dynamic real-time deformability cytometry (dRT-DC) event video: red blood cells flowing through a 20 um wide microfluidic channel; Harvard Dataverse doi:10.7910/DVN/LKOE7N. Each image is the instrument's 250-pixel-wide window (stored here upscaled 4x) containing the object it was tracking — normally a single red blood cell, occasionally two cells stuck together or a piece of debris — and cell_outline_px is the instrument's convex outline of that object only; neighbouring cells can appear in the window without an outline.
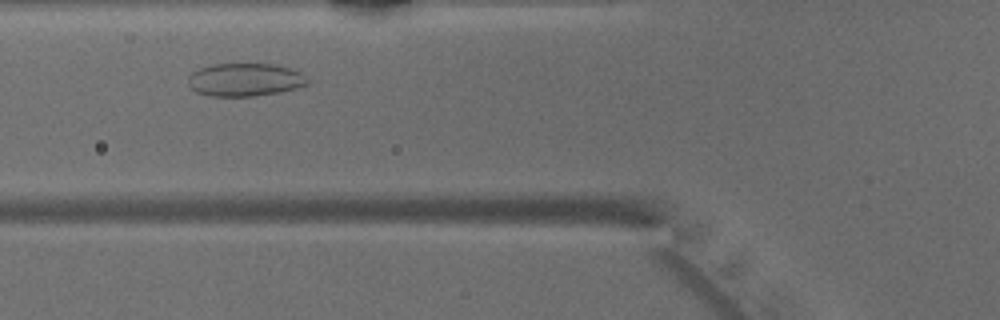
{"species": "common noctule bat (a hibernating species)", "species_latin": "Nyctalus noctula", "temperature_condition": "warm", "stored_images_in_passage": 32, "camera_frame_rate_fps": 3000, "um_per_image_px": 0.085, "animal": {"sex": "male", "body_mass_g": 15.6}, "frame": {"image": 1, "passage_image": 7, "time_ms": 2.0, "image_size_px": [1000, 320], "cell_outline_px": [[308, 84], [280, 92], [252, 96], [212, 96], [196, 92], [188, 84], [188, 76], [192, 72], [200, 68], [212, 64], [276, 64], [300, 72], [308, 80]], "centroid_in_image_um": [20.79, 6.77], "position_along_channel_um": 105.0, "area_um2": 22.83}}
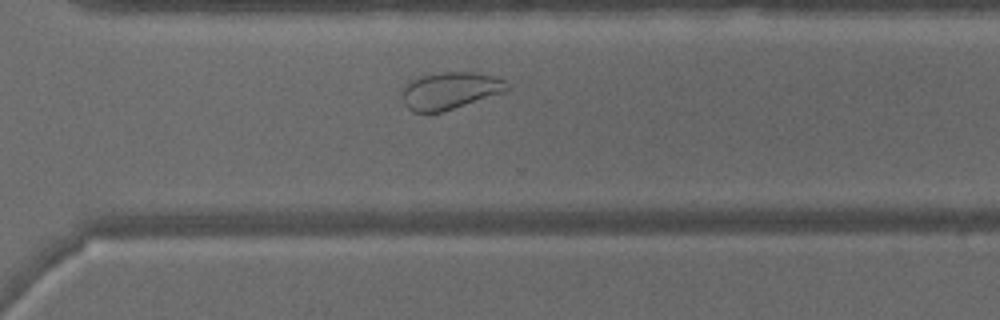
{"frame": {"image": 2, "passage_image": 23, "time_ms": 7.333, "image_size_px": [1000, 320], "cell_outline_px": [[512, 88], [504, 92], [444, 112], [412, 112], [404, 104], [400, 92], [400, 88], [408, 80], [424, 76], [444, 72], [472, 72], [496, 76], [504, 80]], "centroid_in_image_um": [38.23, 7.71], "position_along_channel_um": 332.4, "area_um2": 23.06}}
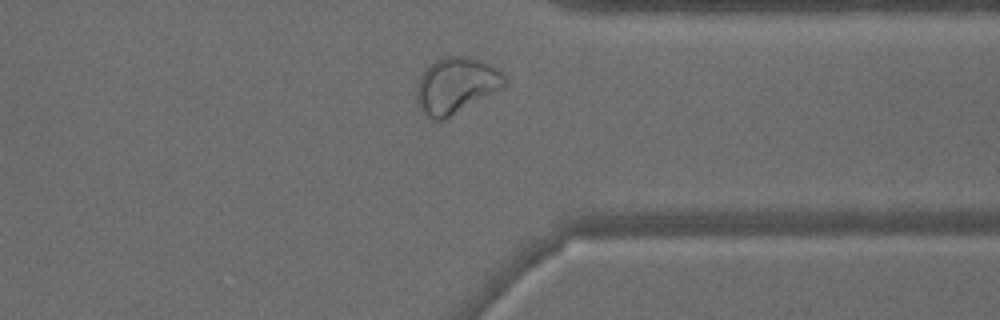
{"frame": {"image": 3, "passage_image": 26, "time_ms": 8.333, "image_size_px": [1000, 320], "cell_outline_px": [[504, 88], [444, 120], [436, 120], [428, 116], [420, 108], [416, 100], [416, 88], [420, 76], [436, 60], [448, 56], [468, 56], [480, 60], [496, 68], [504, 76]], "centroid_in_image_um": [38.77, 7.28], "position_along_channel_um": 372.6, "area_um2": 28.38}}